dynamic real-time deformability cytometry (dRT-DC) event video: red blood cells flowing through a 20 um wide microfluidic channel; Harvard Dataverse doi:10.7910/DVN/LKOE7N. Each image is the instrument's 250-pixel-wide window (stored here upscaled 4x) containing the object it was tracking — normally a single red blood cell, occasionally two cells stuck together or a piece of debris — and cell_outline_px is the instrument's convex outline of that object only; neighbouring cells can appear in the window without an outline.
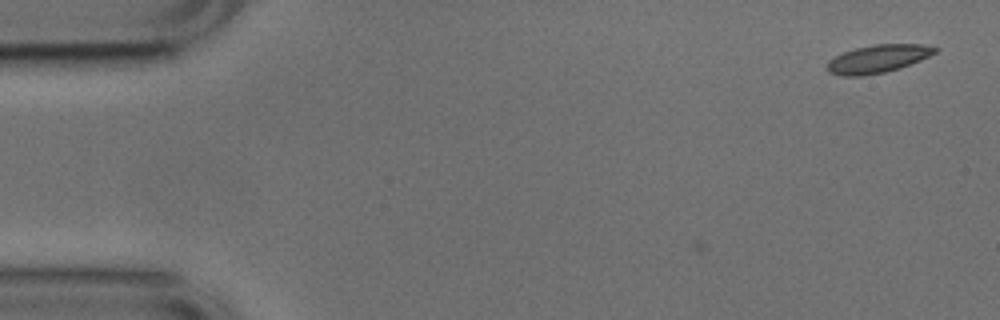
{"species": "common noctule bat (a hibernating species)", "species_latin": "Nyctalus noctula", "temperature_condition": "cold", "stored_images_in_passage": 2, "camera_frame_rate_fps": 3000, "um_per_image_px": 0.085, "animal": {"sex": "male", "body_mass_g": 17.9, "forearm_length_mm": 54.2}, "frame": {"image": 1, "passage_image": 2, "time_ms": 0.333, "image_size_px": [1000, 320], "cell_outline_px": [[936, 52], [920, 60], [900, 68], [884, 72], [860, 76], [844, 76], [828, 72], [828, 60], [844, 52], [856, 48], [876, 44], [920, 44], [936, 48]], "centroid_in_image_um": [74.6, 5.0], "position_along_channel_um": 10.4, "area_um2": 17.22}}